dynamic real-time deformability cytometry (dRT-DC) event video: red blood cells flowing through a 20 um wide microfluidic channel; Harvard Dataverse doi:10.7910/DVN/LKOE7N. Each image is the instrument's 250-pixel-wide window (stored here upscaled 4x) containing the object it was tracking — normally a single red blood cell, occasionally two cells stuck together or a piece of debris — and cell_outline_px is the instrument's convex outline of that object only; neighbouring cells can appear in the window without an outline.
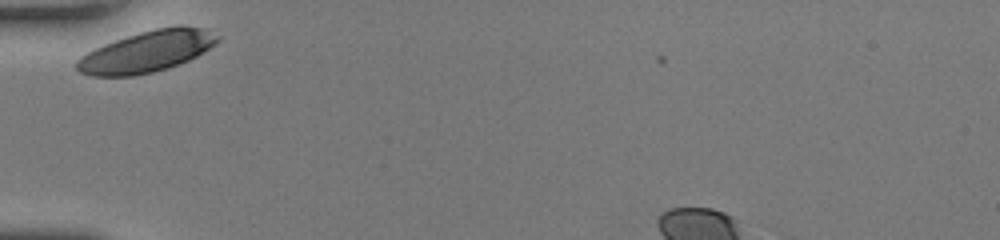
{"species": "human", "species_latin": "Homo sapiens", "temperature_condition": "room temperature", "stored_images_in_passage": 27, "camera_frame_rate_fps": 3000, "um_per_image_px": 0.085, "donor": {"sex": "female"}, "frame": {"image": 1, "passage_image": 1, "time_ms": 0.0, "image_size_px": [1000, 240], "cell_outline_px": [[220, 40], [196, 56], [188, 60], [168, 68], [152, 72], [132, 76], [92, 76], [80, 72], [76, 68], [76, 60], [80, 56], [104, 44], [140, 32], [156, 28], [180, 24], [204, 28], [220, 36]], "centroid_in_image_um": [12.49, 4.37], "position_along_channel_um": 72.5, "area_um2": 33.7}}
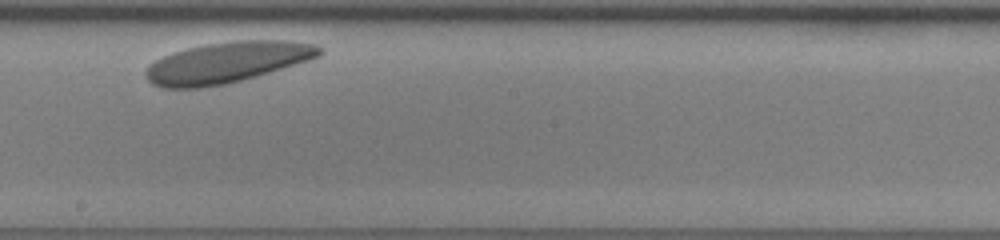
{"frame": {"image": 2, "passage_image": 15, "time_ms": 4.667, "image_size_px": [1000, 240], "cell_outline_px": [[324, 52], [320, 56], [308, 60], [244, 80], [204, 88], [160, 88], [152, 84], [144, 76], [144, 72], [156, 60], [172, 52], [188, 48], [208, 44], [236, 40], [284, 40], [316, 44], [324, 48]], "centroid_in_image_um": [19.31, 5.31], "position_along_channel_um": 228.9, "area_um2": 41.44}}
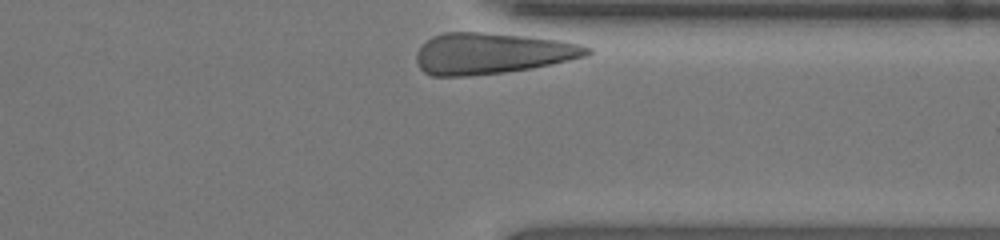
{"frame": {"image": 3, "passage_image": 27, "time_ms": 8.667, "image_size_px": [1000, 240], "cell_outline_px": [[592, 52], [588, 56], [532, 68], [504, 72], [468, 76], [432, 76], [424, 72], [420, 68], [416, 60], [416, 52], [432, 36], [444, 32], [480, 32], [524, 36], [560, 40], [580, 44], [592, 48]], "centroid_in_image_um": [41.82, 4.54], "position_along_channel_um": 369.6, "area_um2": 40.86}}